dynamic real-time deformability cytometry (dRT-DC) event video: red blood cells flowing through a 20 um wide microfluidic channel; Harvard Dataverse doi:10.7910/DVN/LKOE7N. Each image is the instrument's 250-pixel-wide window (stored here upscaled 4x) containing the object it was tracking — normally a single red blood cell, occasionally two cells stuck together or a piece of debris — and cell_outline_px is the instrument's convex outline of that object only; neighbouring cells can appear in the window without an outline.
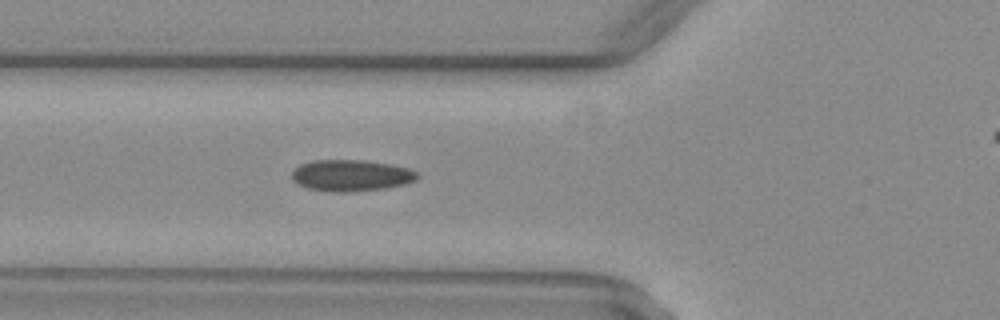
{"species": "common noctule bat (a hibernating species)", "species_latin": "Nyctalus noctula", "temperature_condition": "warm", "stored_images_in_passage": 34, "camera_frame_rate_fps": 3000, "um_per_image_px": 0.085, "animal": {"sex": "female", "body_mass_g": 29.2, "forearm_length_mm": 56.3}, "frame": {"image": 1, "passage_image": 7, "time_ms": 2.0, "image_size_px": [1000, 320], "cell_outline_px": [[420, 176], [416, 180], [404, 184], [384, 188], [352, 192], [328, 192], [308, 188], [296, 184], [292, 180], [292, 172], [300, 164], [312, 160], [360, 160], [392, 164], [408, 168], [420, 172]], "centroid_in_image_um": [29.85, 14.92], "position_along_channel_um": 96.0, "area_um2": 23.24}}
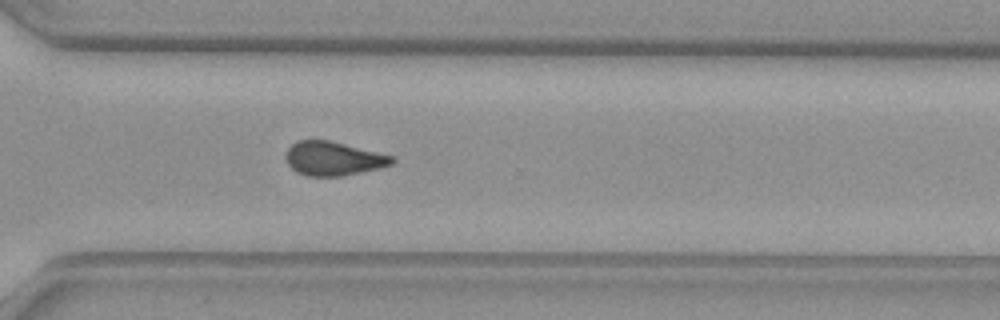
{"frame": {"image": 2, "passage_image": 25, "time_ms": 8.0, "image_size_px": [1000, 320], "cell_outline_px": [[396, 160], [392, 164], [380, 168], [344, 176], [308, 176], [296, 172], [288, 164], [284, 156], [288, 148], [296, 140], [328, 140], [392, 156]], "centroid_in_image_um": [28.3, 13.49], "position_along_channel_um": 342.3, "area_um2": 20.92}}
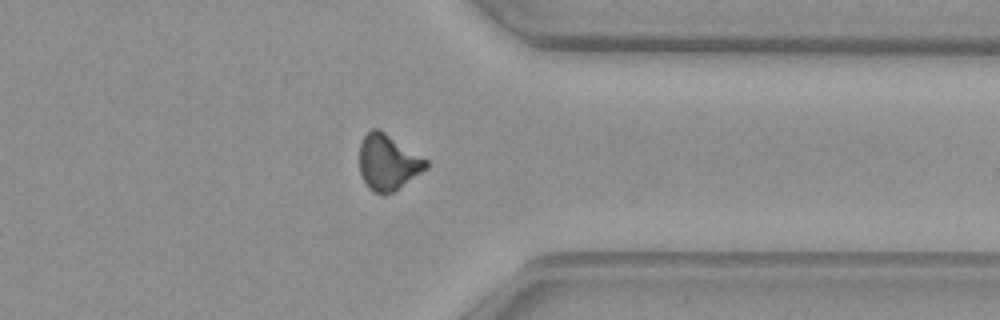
{"frame": {"image": 3, "passage_image": 28, "time_ms": 9.0, "image_size_px": [1000, 320], "cell_outline_px": [[428, 168], [392, 192], [384, 196], [372, 192], [368, 188], [360, 172], [360, 144], [364, 136], [372, 128], [376, 128], [384, 132], [428, 160]], "centroid_in_image_um": [32.97, 13.82], "position_along_channel_um": 378.4, "area_um2": 21.44}}